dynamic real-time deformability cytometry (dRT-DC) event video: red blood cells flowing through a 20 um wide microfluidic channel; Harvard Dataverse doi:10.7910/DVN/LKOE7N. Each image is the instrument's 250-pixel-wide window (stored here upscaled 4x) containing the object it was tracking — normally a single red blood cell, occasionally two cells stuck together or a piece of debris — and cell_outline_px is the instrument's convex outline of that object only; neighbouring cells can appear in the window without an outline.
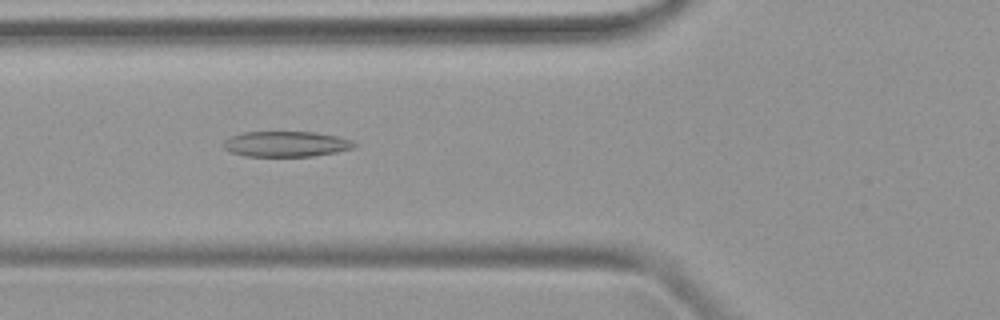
{"species": "common noctule bat (a hibernating species)", "species_latin": "Nyctalus noctula", "temperature_condition": "warm", "stored_images_in_passage": 48, "camera_frame_rate_fps": 3000, "um_per_image_px": 0.085, "animal": {"sex": "female", "body_mass_g": 19.9}, "frame": {"image": 1, "passage_image": 18, "time_ms": 5.667, "image_size_px": [1000, 320], "cell_outline_px": [[356, 144], [352, 148], [336, 152], [312, 156], [244, 156], [232, 152], [224, 148], [224, 140], [232, 136], [244, 132], [316, 132], [336, 136], [352, 140]], "centroid_in_image_um": [24.32, 12.24], "position_along_channel_um": 101.5, "area_um2": 19.25}}
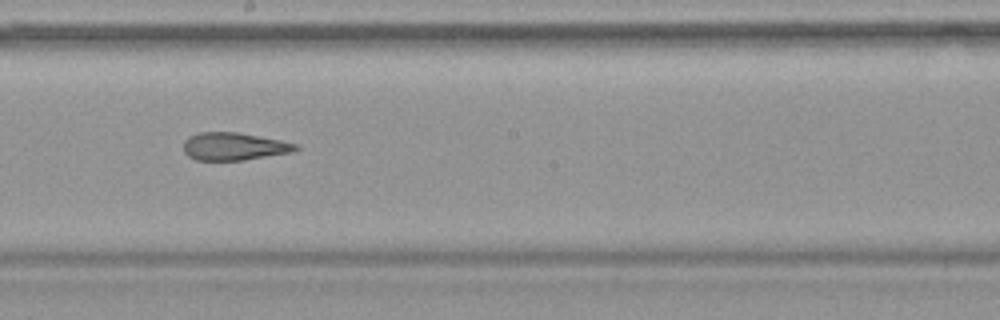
{"frame": {"image": 2, "passage_image": 27, "time_ms": 8.667, "image_size_px": [1000, 320], "cell_outline_px": [[300, 148], [292, 152], [244, 160], [196, 160], [188, 156], [184, 152], [184, 140], [188, 136], [200, 132], [236, 132], [280, 140], [300, 144]], "centroid_in_image_um": [19.89, 12.44], "position_along_channel_um": 228.3, "area_um2": 18.15}}
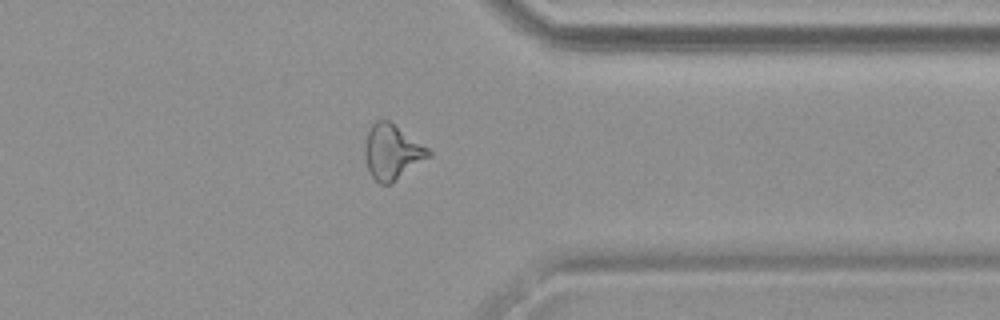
{"frame": {"image": 3, "passage_image": 38, "time_ms": 12.333, "image_size_px": [1000, 320], "cell_outline_px": [[432, 156], [392, 184], [380, 184], [368, 172], [364, 156], [364, 144], [368, 132], [372, 124], [376, 120], [388, 120], [428, 148], [432, 152]], "centroid_in_image_um": [33.33, 12.95], "position_along_channel_um": 378.1, "area_um2": 20.58}}